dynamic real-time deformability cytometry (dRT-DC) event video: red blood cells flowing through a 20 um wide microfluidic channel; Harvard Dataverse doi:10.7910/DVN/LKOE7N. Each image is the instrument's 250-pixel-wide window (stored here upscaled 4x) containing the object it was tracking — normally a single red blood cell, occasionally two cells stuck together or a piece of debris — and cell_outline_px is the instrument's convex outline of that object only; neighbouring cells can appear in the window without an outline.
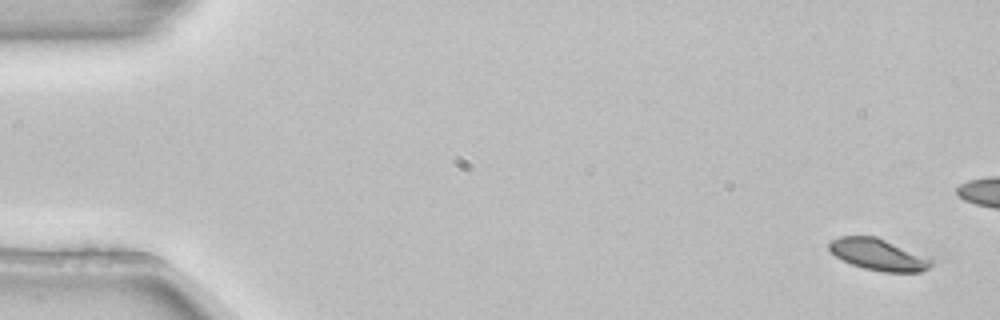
{"species": "common noctule bat (a hibernating species)", "species_latin": "Nyctalus noctula", "temperature_condition": "room temperature", "stored_images_in_passage": 5, "camera_frame_rate_fps": 3000, "um_per_image_px": 0.085, "animal": {"sex": "female", "body_mass_g": 22.7, "forearm_length_mm": 54.2}, "frame": {"image": 1, "passage_image": 1, "time_ms": 0.0, "image_size_px": [1000, 320], "cell_outline_px": [[932, 264], [928, 268], [920, 272], [884, 272], [864, 268], [852, 264], [836, 256], [828, 248], [828, 240], [840, 236], [876, 236], [932, 256]], "centroid_in_image_um": [74.72, 21.62], "position_along_channel_um": 10.3, "area_um2": 19.19}}